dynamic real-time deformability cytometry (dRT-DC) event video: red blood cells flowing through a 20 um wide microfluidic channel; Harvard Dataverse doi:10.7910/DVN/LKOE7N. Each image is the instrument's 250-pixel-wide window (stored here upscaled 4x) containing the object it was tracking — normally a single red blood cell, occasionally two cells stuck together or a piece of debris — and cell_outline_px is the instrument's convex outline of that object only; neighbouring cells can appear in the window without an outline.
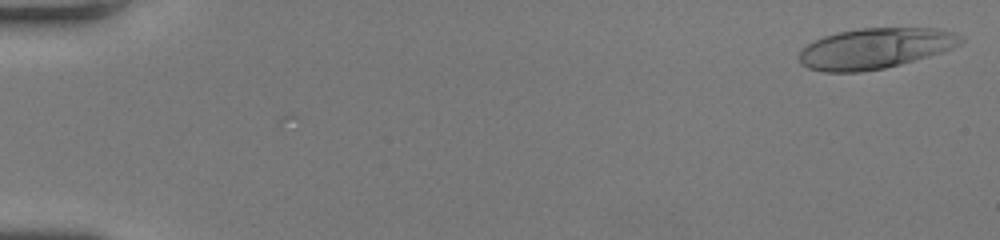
{"species": "human", "species_latin": "Homo sapiens", "temperature_condition": "room temperature", "stored_images_in_passage": 50, "camera_frame_rate_fps": 3000, "um_per_image_px": 0.085, "donor": {"sex": "female"}, "frame": {"image": 1, "passage_image": 1, "time_ms": 0.0, "image_size_px": [1000, 240], "cell_outline_px": [[964, 40], [960, 44], [952, 48], [928, 56], [900, 64], [884, 68], [860, 72], [824, 72], [808, 68], [800, 64], [800, 52], [808, 44], [824, 36], [840, 32], [860, 28], [936, 28], [956, 32], [964, 36]], "centroid_in_image_um": [74.42, 4.11], "position_along_channel_um": 10.6, "area_um2": 38.09}}
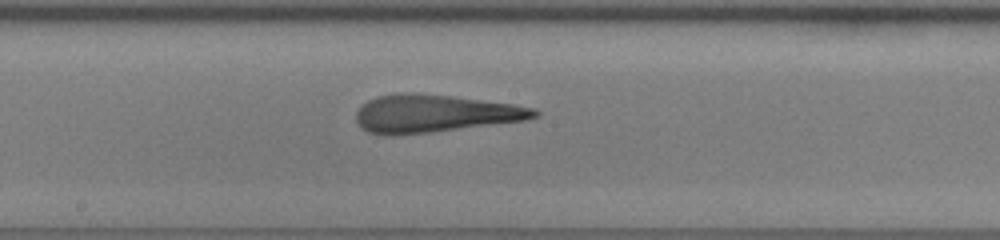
{"frame": {"image": 2, "passage_image": 28, "time_ms": 9.0, "image_size_px": [1000, 240], "cell_outline_px": [[540, 116], [524, 120], [428, 132], [388, 136], [368, 132], [360, 128], [356, 120], [356, 112], [368, 100], [376, 96], [396, 92], [416, 92], [452, 96], [512, 104], [536, 108], [540, 112]], "centroid_in_image_um": [36.89, 9.63], "position_along_channel_um": 211.3, "area_um2": 39.13}}
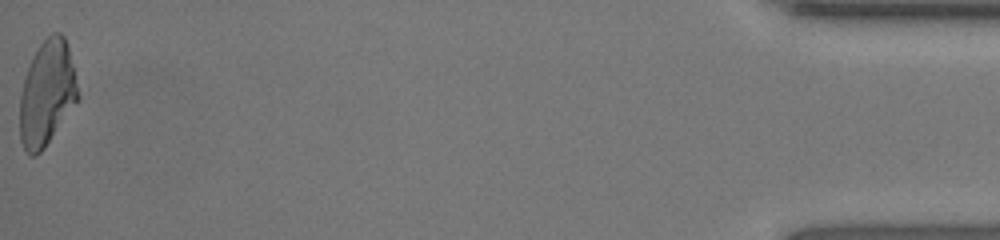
{"frame": {"image": 3, "passage_image": 50, "time_ms": 16.333, "image_size_px": [1000, 240], "cell_outline_px": [[80, 96], [44, 148], [36, 156], [28, 156], [24, 152], [20, 140], [20, 96], [24, 80], [28, 68], [40, 44], [52, 32], [60, 32], [64, 36], [68, 48]], "centroid_in_image_um": [3.97, 7.97], "position_along_channel_um": 431.2, "area_um2": 35.08}, "authors_computed_cell_mechanics": {"area_um2": 38.3214, "velocity_mm_per_s": 4.2691, "shape_relaxation_time_tau1_ms": 8.6006, "shape_relaxation_time_tau2_ms": 1.7919, "deformation_change_tau1": 0.3161, "deformation_change_tau2": 0.1483}}